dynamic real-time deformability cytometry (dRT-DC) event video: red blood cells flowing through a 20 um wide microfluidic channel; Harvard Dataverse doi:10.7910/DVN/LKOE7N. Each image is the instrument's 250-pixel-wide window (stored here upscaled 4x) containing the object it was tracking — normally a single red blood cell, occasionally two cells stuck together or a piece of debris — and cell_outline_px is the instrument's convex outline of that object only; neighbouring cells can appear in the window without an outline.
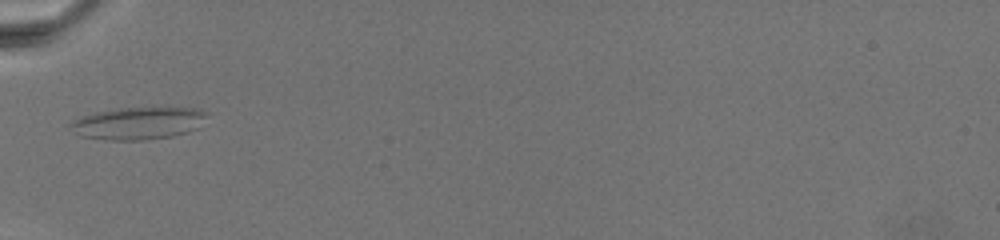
{"species": "common noctule bat (a hibernating species)", "species_latin": "Nyctalus noctula", "temperature_condition": "warm", "stored_images_in_passage": 3, "camera_frame_rate_fps": 3000, "um_per_image_px": 0.085, "animal": {"sex": "female", "body_mass_g": 19.5, "forearm_length_mm": 54.1}, "frame": {"image": 1, "passage_image": 1, "time_ms": 0.0, "image_size_px": [1000, 240], "cell_outline_px": [[208, 116], [200, 128], [188, 132], [172, 136], [140, 140], [104, 140], [80, 136], [68, 128], [68, 124], [72, 120], [96, 112], [120, 108], [200, 108]], "centroid_in_image_um": [11.75, 10.48], "position_along_channel_um": 73.3, "area_um2": 25.89}}